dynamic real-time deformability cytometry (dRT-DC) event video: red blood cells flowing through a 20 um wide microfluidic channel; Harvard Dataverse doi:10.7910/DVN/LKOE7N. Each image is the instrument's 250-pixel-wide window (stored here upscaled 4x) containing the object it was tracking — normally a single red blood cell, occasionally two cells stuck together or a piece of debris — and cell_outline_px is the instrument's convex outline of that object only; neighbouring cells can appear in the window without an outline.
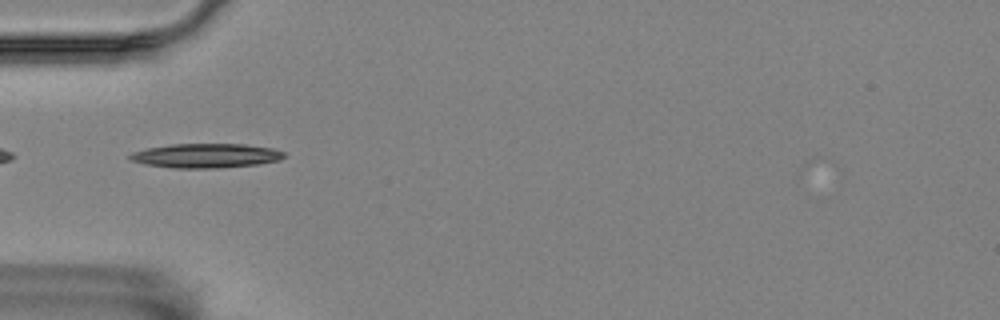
{"species": "Egyptian fruit bat (a non-hibernating species)", "species_latin": "Rousettus aegyptiacus", "temperature_condition": "room temperature", "stored_images_in_passage": 40, "camera_frame_rate_fps": 3000, "um_per_image_px": 0.085, "animal": {"sex": "female"}, "frame": {"image": 1, "passage_image": 1, "time_ms": 0.0, "image_size_px": [1000, 320], "cell_outline_px": [[284, 156], [280, 160], [256, 164], [216, 168], [172, 168], [144, 164], [128, 160], [128, 156], [132, 152], [148, 148], [172, 144], [244, 144], [272, 148], [284, 152]], "centroid_in_image_um": [17.46, 13.23], "position_along_channel_um": 67.5, "area_um2": 21.79}}
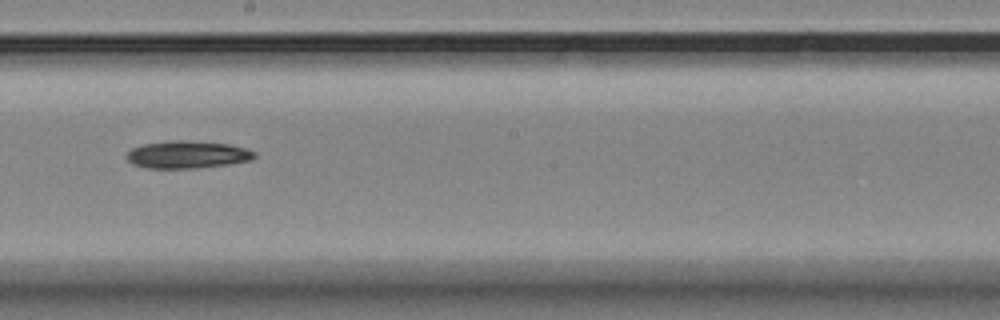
{"frame": {"image": 2, "passage_image": 15, "time_ms": 4.667, "image_size_px": [1000, 320], "cell_outline_px": [[256, 156], [252, 160], [228, 164], [192, 168], [148, 168], [132, 164], [124, 156], [132, 148], [144, 144], [168, 140], [184, 140], [228, 144], [244, 148], [256, 152]], "centroid_in_image_um": [15.9, 13.14], "position_along_channel_um": 232.3, "area_um2": 20.4}}
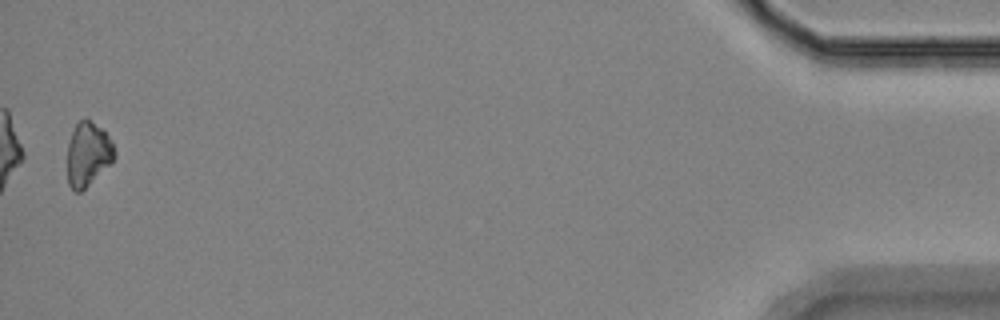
{"frame": {"image": 3, "passage_image": 39, "time_ms": 12.667, "image_size_px": [1000, 320], "cell_outline_px": [[116, 156], [112, 164], [80, 192], [76, 192], [68, 184], [68, 144], [72, 132], [76, 124], [80, 120], [88, 120], [100, 128], [108, 136], [116, 152]], "centroid_in_image_um": [7.49, 13.14], "position_along_channel_um": 427.7, "area_um2": 17.34}, "authors_computed_cell_mechanics": {"area_um2": 19.652, "velocity_mm_per_s": 3.5208, "shape_relaxation_time_tau1_ms": 4.0988, "shape_relaxation_time_tau2_ms": null, "deformation_change_tau1": 0.1019, "deformation_change_tau2": null}}